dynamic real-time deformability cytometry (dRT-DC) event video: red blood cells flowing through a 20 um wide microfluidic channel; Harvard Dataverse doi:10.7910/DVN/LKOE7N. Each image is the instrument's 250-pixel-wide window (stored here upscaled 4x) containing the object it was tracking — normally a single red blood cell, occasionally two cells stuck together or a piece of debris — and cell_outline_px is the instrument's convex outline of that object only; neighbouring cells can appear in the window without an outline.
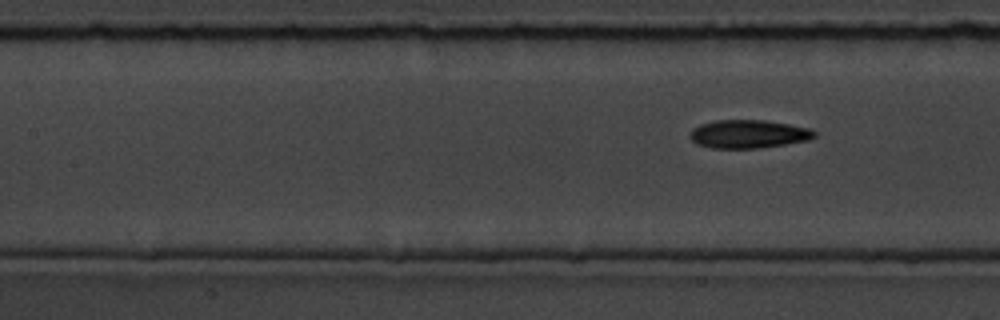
{"species": "common noctule bat (a hibernating species)", "species_latin": "Nyctalus noctula", "temperature_condition": "room temperature", "stored_images_in_passage": 9, "segment_of_instrument_passage": [2, 2], "camera_frame_rate_fps": 3000, "um_per_image_px": 0.085, "animal": {"sex": "male", "body_mass_g": 19.5, "forearm_length_mm": 54.6}, "frame": {"image": 1, "passage_image": 9, "time_ms": 10.0, "image_size_px": [1000, 320], "cell_outline_px": [[816, 136], [808, 140], [760, 148], [712, 148], [696, 144], [688, 136], [692, 128], [700, 124], [716, 120], [764, 120], [788, 124], [808, 128], [816, 132]], "centroid_in_image_um": [63.57, 11.39], "position_along_channel_um": 143.8, "area_um2": 20.52}}